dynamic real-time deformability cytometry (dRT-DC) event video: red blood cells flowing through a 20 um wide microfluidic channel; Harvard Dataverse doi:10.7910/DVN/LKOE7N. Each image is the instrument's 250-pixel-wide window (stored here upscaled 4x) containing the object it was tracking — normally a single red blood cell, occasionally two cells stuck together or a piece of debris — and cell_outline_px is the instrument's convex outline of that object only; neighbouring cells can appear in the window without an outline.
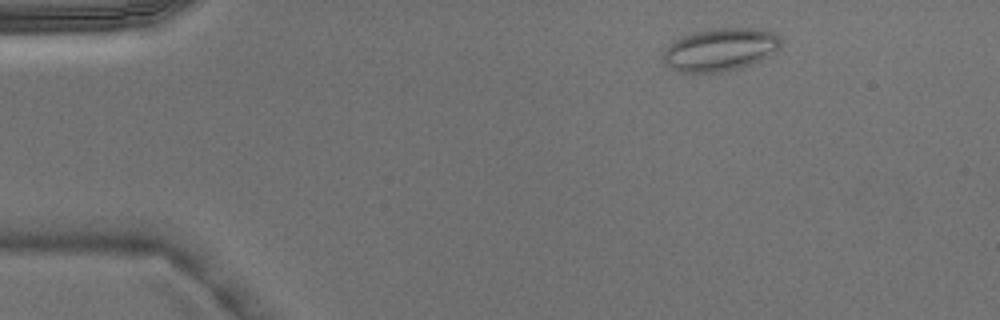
{"species": "Egyptian fruit bat (a non-hibernating species)", "species_latin": "Rousettus aegyptiacus", "temperature_condition": "warm", "stored_images_in_passage": 3, "camera_frame_rate_fps": 3000, "um_per_image_px": 0.085, "animal": {"sex": "male"}, "frame": {"image": 1, "passage_image": 1, "time_ms": 0.0, "image_size_px": [1000, 320], "cell_outline_px": [[780, 48], [776, 52], [752, 64], [740, 68], [720, 72], [680, 72], [664, 64], [660, 56], [676, 40], [692, 32], [708, 28], [756, 28], [772, 32], [780, 36]], "centroid_in_image_um": [61.23, 4.21], "position_along_channel_um": 23.8, "area_um2": 29.42}}